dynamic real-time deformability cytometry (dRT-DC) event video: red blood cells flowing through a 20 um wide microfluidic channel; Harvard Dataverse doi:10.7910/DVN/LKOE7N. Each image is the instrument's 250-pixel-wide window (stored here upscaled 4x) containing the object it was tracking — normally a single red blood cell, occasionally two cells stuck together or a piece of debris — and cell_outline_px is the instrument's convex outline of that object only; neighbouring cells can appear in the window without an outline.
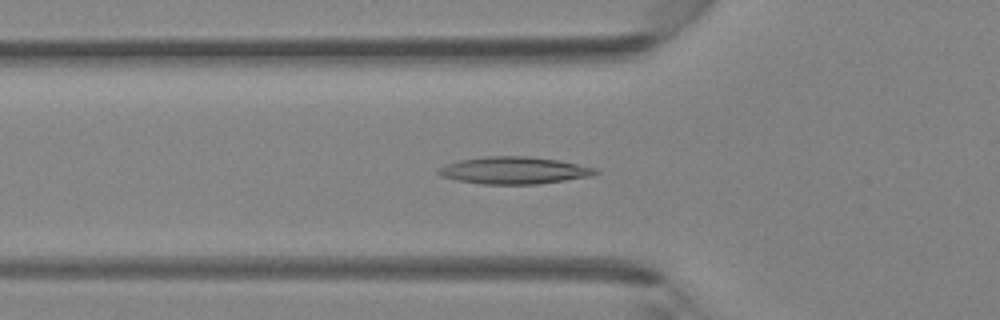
{"species": "Egyptian fruit bat (a non-hibernating species)", "species_latin": "Rousettus aegyptiacus", "temperature_condition": "room temperature", "stored_images_in_passage": 40, "camera_frame_rate_fps": 3000, "um_per_image_px": 0.085, "animal": {"sex": "female"}, "frame": {"image": 1, "passage_image": 13, "time_ms": 4.0, "image_size_px": [1000, 320], "cell_outline_px": [[600, 172], [592, 176], [536, 184], [480, 184], [456, 180], [440, 176], [436, 172], [444, 164], [460, 160], [484, 156], [528, 156], [556, 160], [596, 168]], "centroid_in_image_um": [43.65, 14.48], "position_along_channel_um": 82.2, "area_um2": 24.8}}
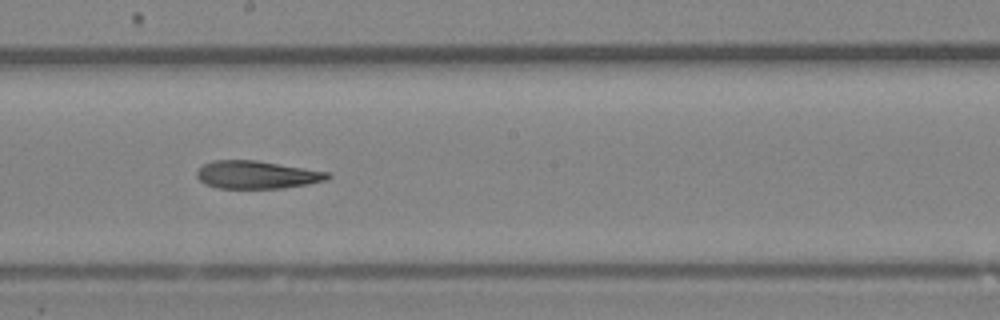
{"frame": {"image": 2, "passage_image": 22, "time_ms": 7.0, "image_size_px": [1000, 320], "cell_outline_px": [[332, 176], [328, 180], [308, 184], [284, 188], [216, 188], [204, 184], [196, 176], [196, 172], [204, 164], [212, 160], [256, 160], [328, 172]], "centroid_in_image_um": [21.82, 14.86], "position_along_channel_um": 226.4, "area_um2": 21.27}}
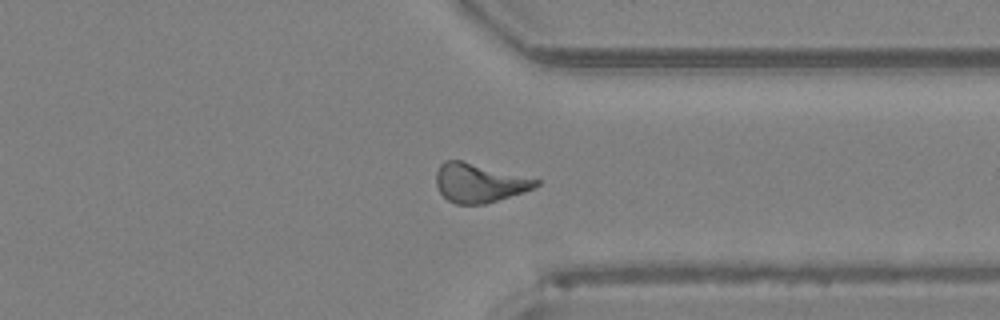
{"frame": {"image": 3, "passage_image": 31, "time_ms": 10.0, "image_size_px": [1000, 320], "cell_outline_px": [[540, 184], [524, 192], [484, 204], [456, 204], [448, 200], [440, 192], [436, 184], [436, 172], [440, 164], [444, 160], [460, 160], [540, 180]], "centroid_in_image_um": [40.7, 15.55], "position_along_channel_um": 370.7, "area_um2": 22.37}}